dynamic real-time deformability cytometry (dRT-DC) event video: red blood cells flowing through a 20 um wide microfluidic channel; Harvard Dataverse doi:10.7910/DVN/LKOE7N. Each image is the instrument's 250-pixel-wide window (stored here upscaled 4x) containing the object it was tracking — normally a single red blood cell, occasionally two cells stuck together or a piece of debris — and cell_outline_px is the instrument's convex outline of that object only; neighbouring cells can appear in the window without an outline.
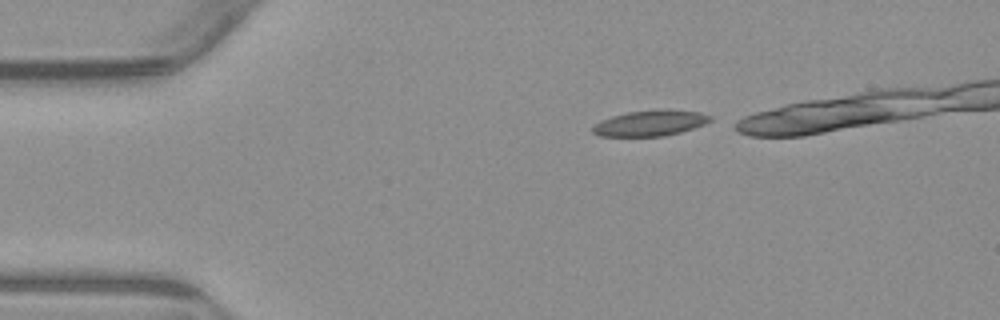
{"species": "common noctule bat (a hibernating species)", "species_latin": "Nyctalus noctula", "temperature_condition": "warm", "stored_images_in_passage": 18, "camera_frame_rate_fps": 3000, "um_per_image_px": 0.085, "animal": {"sex": "male", "body_mass_g": 23.1, "forearm_length_mm": 52.7}, "frame": {"image": 1, "passage_image": 1, "time_ms": 0.0, "image_size_px": [1000, 320], "cell_outline_px": [[712, 120], [704, 124], [680, 132], [664, 136], [600, 136], [592, 132], [592, 128], [600, 120], [612, 116], [628, 112], [660, 108], [664, 108], [700, 112], [712, 116]], "centroid_in_image_um": [55.28, 10.44], "position_along_channel_um": 29.7, "area_um2": 17.74}}
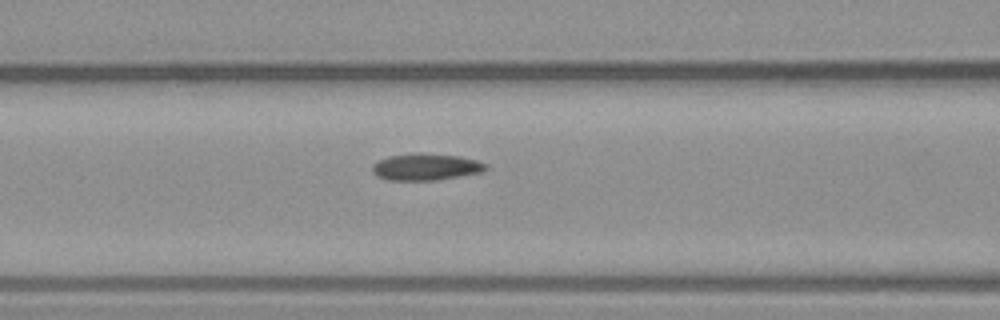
{"frame": {"image": 2, "passage_image": 13, "time_ms": 4.0, "image_size_px": [1000, 320], "cell_outline_px": [[488, 168], [480, 172], [436, 180], [388, 180], [376, 176], [372, 172], [372, 164], [388, 156], [412, 152], [420, 152], [460, 156], [476, 160], [488, 164]], "centroid_in_image_um": [36.17, 14.17], "position_along_channel_um": 130.4, "area_um2": 17.86}}
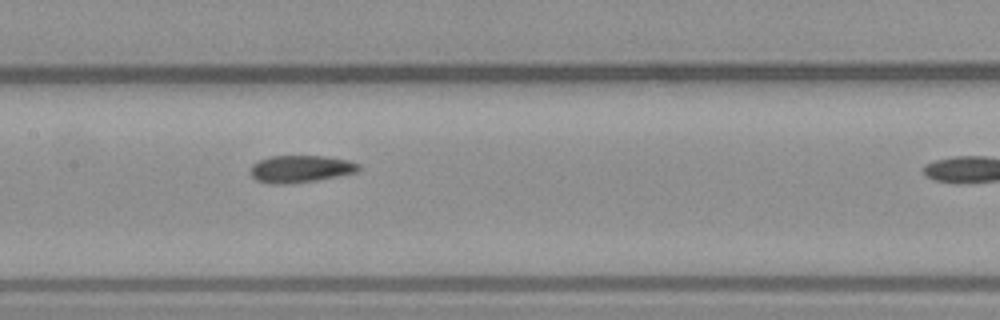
{"frame": {"image": 3, "passage_image": 17, "time_ms": 5.333, "image_size_px": [1000, 320], "cell_outline_px": [[360, 168], [356, 172], [316, 180], [284, 184], [272, 184], [256, 180], [252, 176], [252, 164], [260, 160], [272, 156], [324, 156], [348, 160], [360, 164]], "centroid_in_image_um": [25.55, 14.35], "position_along_channel_um": 181.8, "area_um2": 16.88}}